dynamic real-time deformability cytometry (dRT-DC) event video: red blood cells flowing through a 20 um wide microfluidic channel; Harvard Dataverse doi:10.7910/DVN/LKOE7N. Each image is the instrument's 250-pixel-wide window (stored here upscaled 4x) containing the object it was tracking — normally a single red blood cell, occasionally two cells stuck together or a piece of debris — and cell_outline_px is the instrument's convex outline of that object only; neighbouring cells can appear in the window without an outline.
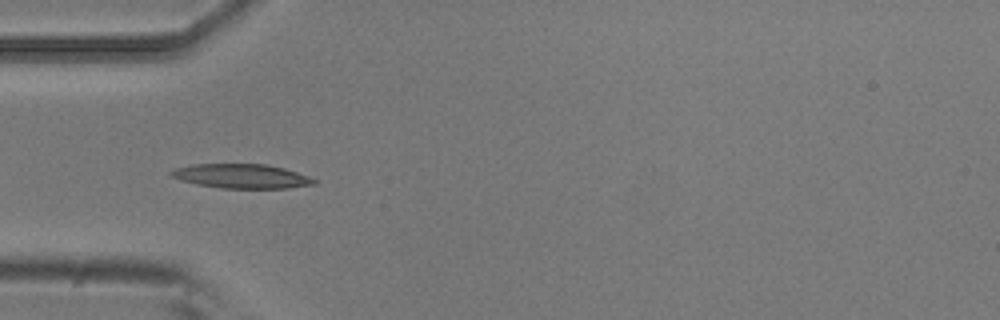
{"species": "common noctule bat (a hibernating species)", "species_latin": "Nyctalus noctula", "temperature_condition": "room temperature", "stored_images_in_passage": 6, "camera_frame_rate_fps": 3000, "um_per_image_px": 0.085, "animal": {"sex": "male", "body_mass_g": 20.5, "forearm_length_mm": 52.5}, "frame": {"image": 1, "passage_image": 1, "time_ms": 0.0, "image_size_px": [1000, 320], "cell_outline_px": [[316, 184], [288, 188], [220, 188], [196, 184], [180, 180], [172, 176], [168, 172], [176, 168], [192, 164], [264, 164], [284, 168], [308, 176], [316, 180]], "centroid_in_image_um": [20.51, 14.97], "position_along_channel_um": 64.5, "area_um2": 20.17}}
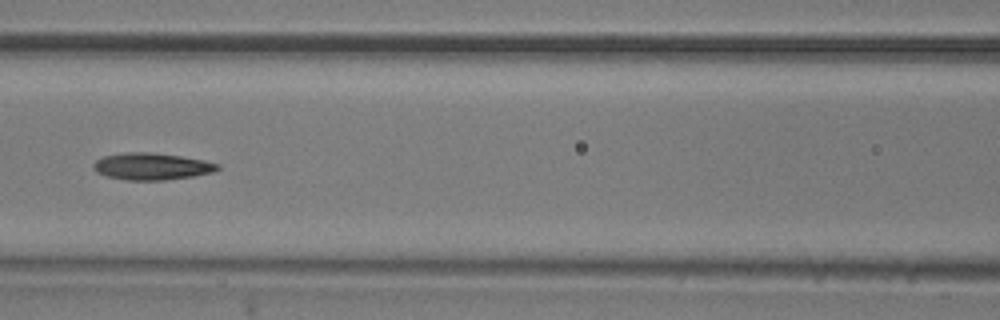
{"frame": {"image": 2, "passage_image": 3, "time_ms": 0.667, "image_size_px": [1000, 320], "cell_outline_px": [[220, 168], [212, 172], [192, 176], [164, 180], [128, 180], [108, 176], [96, 172], [92, 168], [92, 164], [96, 160], [104, 156], [128, 152], [152, 152], [180, 156], [204, 160], [220, 164]], "centroid_in_image_um": [12.88, 14.14], "position_along_channel_um": 153.7, "area_um2": 19.36}}
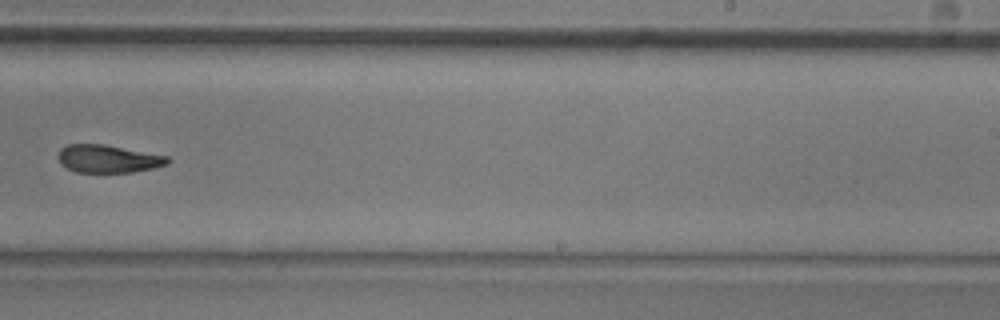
{"frame": {"image": 3, "passage_image": 6, "time_ms": 1.667, "image_size_px": [1000, 320], "cell_outline_px": [[168, 164], [152, 168], [132, 172], [76, 172], [60, 164], [56, 156], [60, 148], [68, 144], [104, 144], [168, 156]], "centroid_in_image_um": [9.13, 13.49], "position_along_channel_um": 279.9, "area_um2": 17.74}}